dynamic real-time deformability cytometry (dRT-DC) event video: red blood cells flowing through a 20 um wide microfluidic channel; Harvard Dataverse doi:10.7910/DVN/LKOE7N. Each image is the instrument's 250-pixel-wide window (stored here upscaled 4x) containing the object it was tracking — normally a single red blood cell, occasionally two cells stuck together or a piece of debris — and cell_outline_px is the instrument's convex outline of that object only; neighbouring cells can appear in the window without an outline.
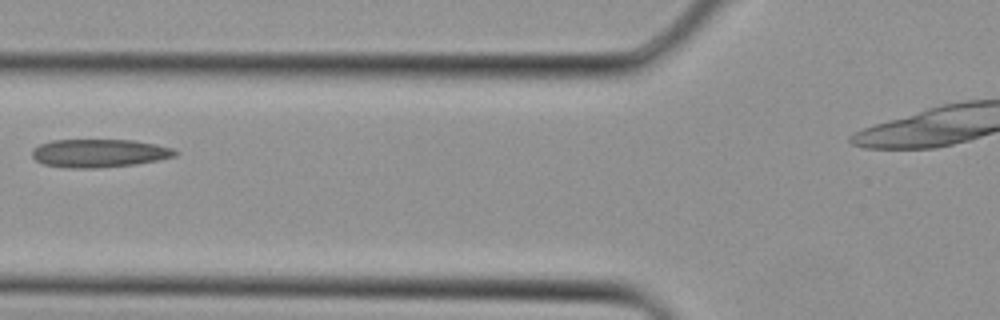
{"species": "Egyptian fruit bat (a non-hibernating species)", "species_latin": "Rousettus aegyptiacus", "temperature_condition": "cold", "stored_images_in_passage": 4, "camera_frame_rate_fps": 3000, "um_per_image_px": 0.085, "animal": {"sex": "female"}, "frame": {"image": 1, "passage_image": 3, "time_ms": 0.667, "image_size_px": [1000, 320], "cell_outline_px": [[180, 152], [176, 156], [160, 160], [136, 164], [96, 168], [68, 168], [44, 164], [36, 160], [32, 156], [32, 148], [40, 144], [52, 140], [136, 140], [156, 144], [172, 148]], "centroid_in_image_um": [8.46, 13.02], "position_along_channel_um": 117.3, "area_um2": 23.7}}